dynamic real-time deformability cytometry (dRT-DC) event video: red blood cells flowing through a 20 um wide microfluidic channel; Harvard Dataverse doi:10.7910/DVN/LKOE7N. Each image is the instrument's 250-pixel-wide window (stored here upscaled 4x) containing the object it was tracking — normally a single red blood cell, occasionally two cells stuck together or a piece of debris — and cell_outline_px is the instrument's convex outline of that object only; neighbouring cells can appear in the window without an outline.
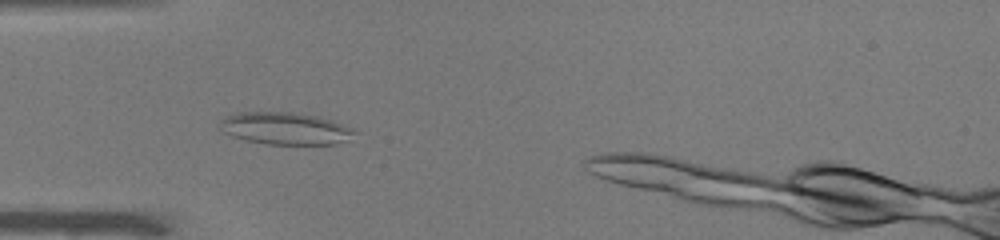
{"species": "common noctule bat (a hibernating species)", "species_latin": "Nyctalus noctula", "temperature_condition": "warm", "stored_images_in_passage": 35, "camera_frame_rate_fps": 3000, "um_per_image_px": 0.085, "animal": {"sex": "male", "body_mass_g": 19.0, "forearm_length_mm": 50.8}, "frame": {"image": 1, "passage_image": 5, "time_ms": 1.333, "image_size_px": [1000, 240], "cell_outline_px": [[360, 132], [348, 140], [336, 144], [268, 144], [244, 140], [232, 136], [224, 132], [220, 128], [220, 120], [228, 116], [240, 112], [300, 112], [320, 116], [332, 120], [352, 128]], "centroid_in_image_um": [24.3, 10.91], "position_along_channel_um": 60.7, "area_um2": 25.55}}
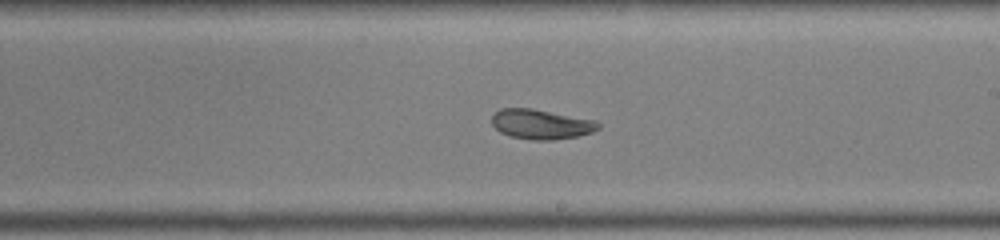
{"frame": {"image": 2, "passage_image": 19, "time_ms": 6.0, "image_size_px": [1000, 240], "cell_outline_px": [[600, 128], [592, 132], [576, 136], [552, 140], [532, 140], [508, 136], [500, 132], [492, 124], [492, 116], [500, 108], [532, 108], [596, 120], [600, 124]], "centroid_in_image_um": [45.99, 10.56], "position_along_channel_um": 243.0, "area_um2": 18.55}}
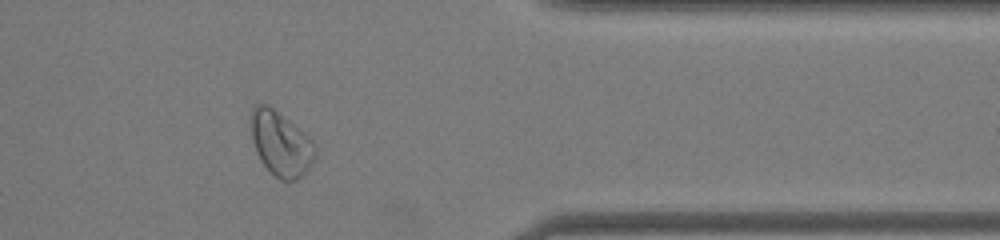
{"frame": {"image": 3, "passage_image": 31, "time_ms": 10.0, "image_size_px": [1000, 240], "cell_outline_px": [[316, 156], [304, 176], [296, 180], [280, 180], [260, 160], [256, 152], [252, 140], [252, 108], [256, 104], [268, 104], [304, 132], [316, 144]], "centroid_in_image_um": [23.9, 12.22], "position_along_channel_um": 387.5, "area_um2": 24.04}, "authors_computed_cell_mechanics": {"area_um2": 19.9988, "velocity_mm_per_s": 3.9792, "shape_relaxation_time_tau1_ms": null, "shape_relaxation_time_tau2_ms": 1.3937, "deformation_change_tau1": null, "deformation_change_tau2": 0.0605}}